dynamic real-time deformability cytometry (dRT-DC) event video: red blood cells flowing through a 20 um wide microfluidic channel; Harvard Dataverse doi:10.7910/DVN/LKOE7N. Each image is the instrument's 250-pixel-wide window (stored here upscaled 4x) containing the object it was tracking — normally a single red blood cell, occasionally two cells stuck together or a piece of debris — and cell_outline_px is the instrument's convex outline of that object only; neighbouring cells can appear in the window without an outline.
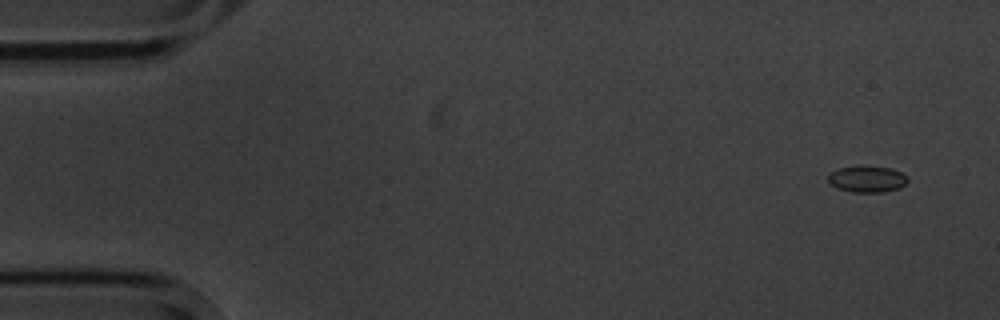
{"species": "common noctule bat (a hibernating species)", "species_latin": "Nyctalus noctula", "temperature_condition": "cold", "stored_images_in_passage": 4, "camera_frame_rate_fps": 3000, "um_per_image_px": 0.085, "animal": {"sex": "male", "body_mass_g": 20.1, "forearm_length_mm": 53.5}, "frame": {"image": 1, "passage_image": 1, "time_ms": 0.0, "image_size_px": [1000, 320], "cell_outline_px": [[908, 180], [900, 188], [884, 192], [852, 192], [836, 188], [828, 180], [828, 176], [832, 172], [840, 168], [892, 168], [908, 176]], "centroid_in_image_um": [73.74, 15.26], "position_along_channel_um": 11.3, "area_um2": 11.73}}
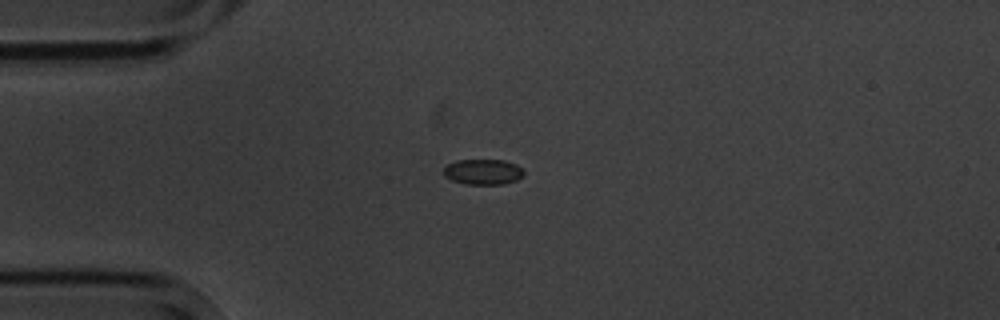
{"frame": {"image": 2, "passage_image": 4, "time_ms": 3.667, "image_size_px": [1000, 320], "cell_outline_px": [[524, 176], [516, 180], [504, 184], [468, 184], [452, 180], [444, 176], [444, 168], [448, 164], [456, 160], [504, 160], [516, 164], [524, 168]], "centroid_in_image_um": [41.1, 14.6], "position_along_channel_um": 43.9, "area_um2": 11.96}}